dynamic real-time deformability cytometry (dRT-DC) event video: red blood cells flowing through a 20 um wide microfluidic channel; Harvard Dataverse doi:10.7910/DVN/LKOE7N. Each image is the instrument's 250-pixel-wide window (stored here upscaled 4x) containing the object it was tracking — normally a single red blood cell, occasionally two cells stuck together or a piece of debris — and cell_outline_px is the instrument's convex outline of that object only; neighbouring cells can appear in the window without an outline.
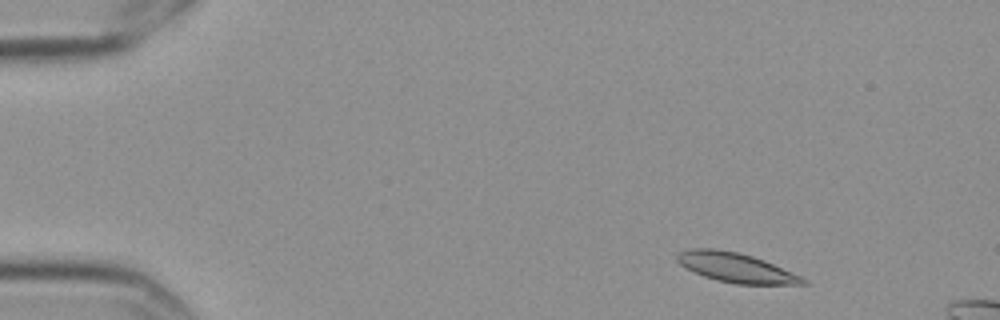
{"species": "Egyptian fruit bat (a non-hibernating species)", "species_latin": "Rousettus aegyptiacus", "temperature_condition": "cold", "stored_images_in_passage": 5, "camera_frame_rate_fps": 3000, "um_per_image_px": 0.085, "frame": {"image": 1, "passage_image": 2, "time_ms": 0.333, "image_size_px": [1000, 320], "cell_outline_px": [[812, 284], [736, 284], [716, 280], [692, 272], [680, 264], [676, 260], [676, 256], [680, 252], [692, 248], [716, 248], [740, 252], [764, 260], [792, 272], [808, 280]], "centroid_in_image_um": [62.55, 22.74], "position_along_channel_um": 22.5, "area_um2": 21.73}}